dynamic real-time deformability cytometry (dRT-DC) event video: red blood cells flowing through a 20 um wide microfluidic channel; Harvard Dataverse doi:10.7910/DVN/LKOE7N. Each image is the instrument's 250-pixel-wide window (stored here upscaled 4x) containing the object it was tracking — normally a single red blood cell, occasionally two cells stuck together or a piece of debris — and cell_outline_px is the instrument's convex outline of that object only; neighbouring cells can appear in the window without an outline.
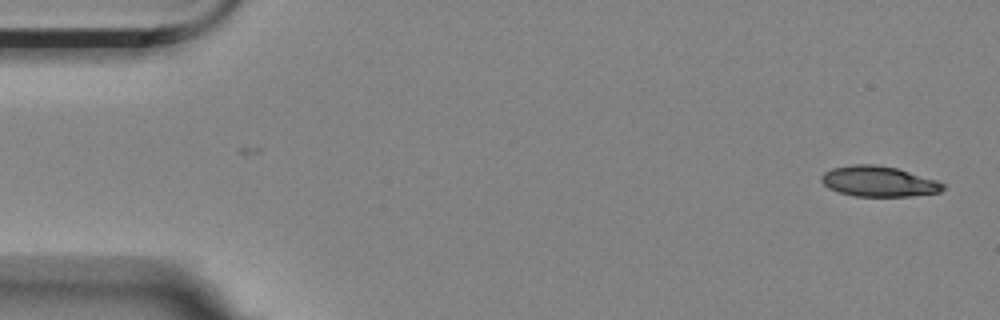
{"species": "Egyptian fruit bat (a non-hibernating species)", "species_latin": "Rousettus aegyptiacus", "temperature_condition": "room temperature", "stored_images_in_passage": 52, "camera_frame_rate_fps": 3000, "um_per_image_px": 0.085, "animal": {"sex": "female"}, "frame": {"image": 1, "passage_image": 1, "time_ms": 0.0, "image_size_px": [1000, 320], "cell_outline_px": [[944, 188], [940, 192], [912, 196], [852, 196], [836, 192], [828, 188], [820, 180], [820, 176], [824, 172], [832, 168], [852, 164], [876, 164], [896, 168], [936, 180], [944, 184]], "centroid_in_image_um": [74.63, 15.42], "position_along_channel_um": 10.4, "area_um2": 21.68}}
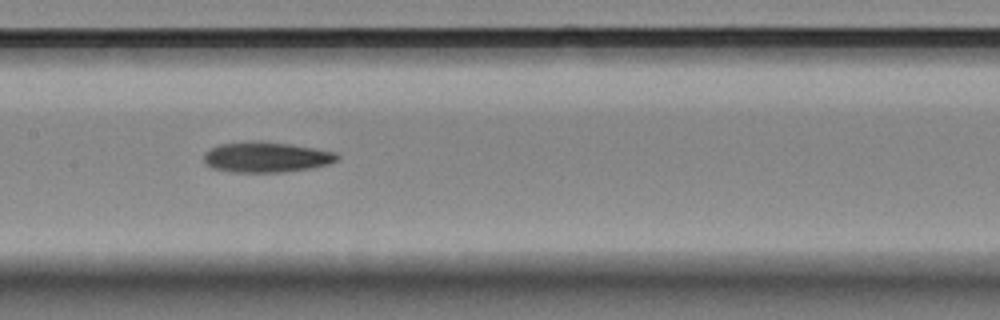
{"frame": {"image": 2, "passage_image": 26, "time_ms": 8.333, "image_size_px": [1000, 320], "cell_outline_px": [[340, 156], [336, 160], [328, 164], [312, 168], [284, 172], [232, 172], [212, 168], [204, 160], [204, 152], [220, 144], [252, 140], [264, 140], [292, 144], [336, 152]], "centroid_in_image_um": [22.64, 13.34], "position_along_channel_um": 184.8, "area_um2": 23.87}}
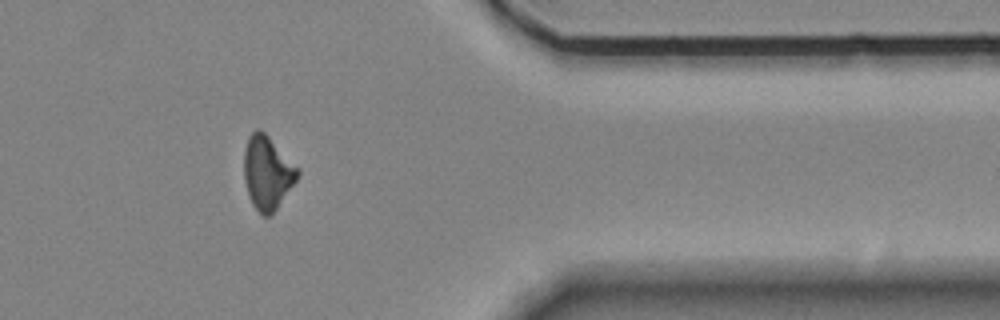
{"frame": {"image": 3, "passage_image": 45, "time_ms": 14.667, "image_size_px": [1000, 320], "cell_outline_px": [[300, 176], [276, 208], [268, 216], [264, 216], [252, 204], [248, 196], [244, 180], [244, 148], [248, 136], [256, 128], [260, 128], [300, 168]], "centroid_in_image_um": [22.72, 14.64], "position_along_channel_um": 388.7, "area_um2": 23.0}, "authors_computed_cell_mechanics": {"area_um2": 23.0911, "velocity_mm_per_s": 3.5221, "shape_relaxation_time_tau1_ms": 8.8054, "shape_relaxation_time_tau2_ms": null, "deformation_change_tau1": 0.1709, "deformation_change_tau2": null}}